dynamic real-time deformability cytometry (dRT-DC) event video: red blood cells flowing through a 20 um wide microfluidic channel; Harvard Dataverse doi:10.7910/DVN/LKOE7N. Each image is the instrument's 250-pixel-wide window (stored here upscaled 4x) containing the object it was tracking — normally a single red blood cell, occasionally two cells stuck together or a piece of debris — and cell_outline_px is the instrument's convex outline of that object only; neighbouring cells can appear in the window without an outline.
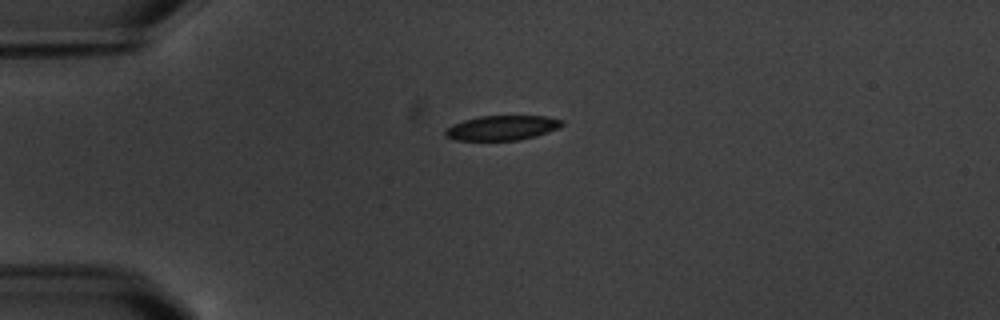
{"species": "common noctule bat (a hibernating species)", "species_latin": "Nyctalus noctula", "temperature_condition": "warm", "stored_images_in_passage": 2, "camera_frame_rate_fps": 3000, "um_per_image_px": 0.085, "animal": {"sex": "male", "body_mass_g": 20.1, "forearm_length_mm": 53.5}, "frame": {"image": 1, "passage_image": 1, "time_ms": 0.0, "image_size_px": [1000, 320], "cell_outline_px": [[564, 124], [548, 132], [536, 136], [520, 140], [456, 140], [444, 136], [444, 128], [452, 124], [464, 120], [480, 116], [544, 116], [564, 120]], "centroid_in_image_um": [42.64, 10.87], "position_along_channel_um": 42.4, "area_um2": 16.88}}